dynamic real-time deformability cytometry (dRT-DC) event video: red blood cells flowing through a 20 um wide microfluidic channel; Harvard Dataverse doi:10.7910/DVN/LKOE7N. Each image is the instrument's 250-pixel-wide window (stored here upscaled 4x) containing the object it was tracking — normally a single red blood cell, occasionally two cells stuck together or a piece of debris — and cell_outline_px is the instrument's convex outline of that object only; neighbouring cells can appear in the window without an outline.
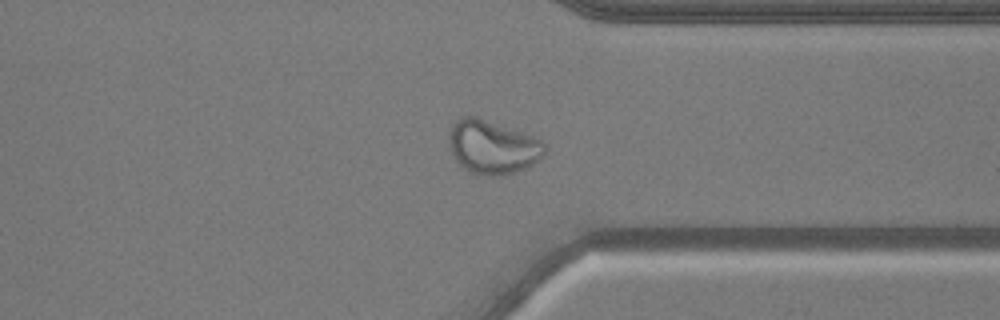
{"species": "common noctule bat (a hibernating species)", "species_latin": "Nyctalus noctula", "temperature_condition": "warm", "stored_images_in_passage": 40, "camera_frame_rate_fps": 3000, "um_per_image_px": 0.085, "animal": {"sex": "male", "body_mass_g": 20.5, "forearm_length_mm": 52.5}, "frame": {"image": 1, "passage_image": 28, "time_ms": 9.0, "image_size_px": [1000, 320], "cell_outline_px": [[548, 148], [544, 156], [532, 164], [524, 168], [512, 172], [496, 176], [484, 176], [468, 172], [456, 160], [448, 148], [448, 132], [452, 124], [460, 116], [476, 116], [524, 132], [540, 140]], "centroid_in_image_um": [41.83, 12.48], "position_along_channel_um": 369.6, "area_um2": 30.29}}
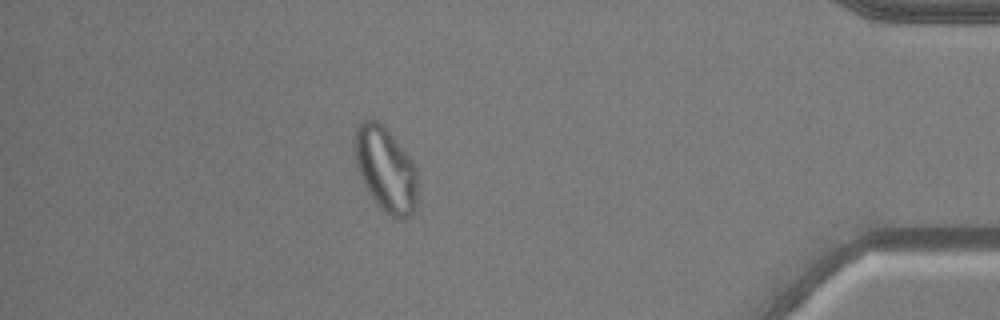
{"frame": {"image": 2, "passage_image": 34, "time_ms": 11.0, "image_size_px": [1000, 320], "cell_outline_px": [[416, 204], [412, 212], [404, 220], [400, 220], [384, 212], [380, 208], [364, 184], [356, 168], [356, 128], [364, 120], [372, 116], [388, 132], [408, 156], [416, 168]], "centroid_in_image_um": [32.77, 14.42], "position_along_channel_um": 402.4, "area_um2": 30.23}, "authors_computed_cell_mechanics": {"area_um2": 29.0445, "velocity_mm_per_s": 3.8881, "shape_relaxation_time_tau1_ms": null, "shape_relaxation_time_tau2_ms": 1.4466, "deformation_change_tau1": null, "deformation_change_tau2": 0.0705}}